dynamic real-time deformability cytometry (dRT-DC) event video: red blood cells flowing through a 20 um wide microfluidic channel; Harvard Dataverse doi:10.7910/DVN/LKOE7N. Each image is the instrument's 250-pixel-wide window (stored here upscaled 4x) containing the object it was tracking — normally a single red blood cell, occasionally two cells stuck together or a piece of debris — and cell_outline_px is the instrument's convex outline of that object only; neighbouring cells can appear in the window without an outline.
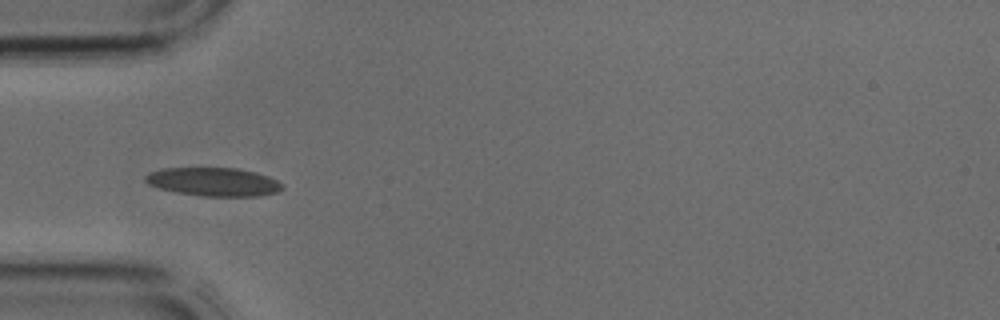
{"species": "common noctule bat (a hibernating species)", "species_latin": "Nyctalus noctula", "temperature_condition": "cold", "stored_images_in_passage": 3, "camera_frame_rate_fps": 3000, "um_per_image_px": 0.085, "animal": {"sex": "male", "body_mass_g": 17.9, "forearm_length_mm": 54.2}, "frame": {"image": 1, "passage_image": 2, "time_ms": 0.333, "image_size_px": [1000, 320], "cell_outline_px": [[284, 188], [276, 192], [260, 196], [200, 196], [176, 192], [160, 188], [148, 184], [144, 180], [144, 176], [148, 172], [164, 168], [236, 168], [256, 172], [268, 176], [284, 184]], "centroid_in_image_um": [18.15, 15.45], "position_along_channel_um": 66.8, "area_um2": 22.83}}